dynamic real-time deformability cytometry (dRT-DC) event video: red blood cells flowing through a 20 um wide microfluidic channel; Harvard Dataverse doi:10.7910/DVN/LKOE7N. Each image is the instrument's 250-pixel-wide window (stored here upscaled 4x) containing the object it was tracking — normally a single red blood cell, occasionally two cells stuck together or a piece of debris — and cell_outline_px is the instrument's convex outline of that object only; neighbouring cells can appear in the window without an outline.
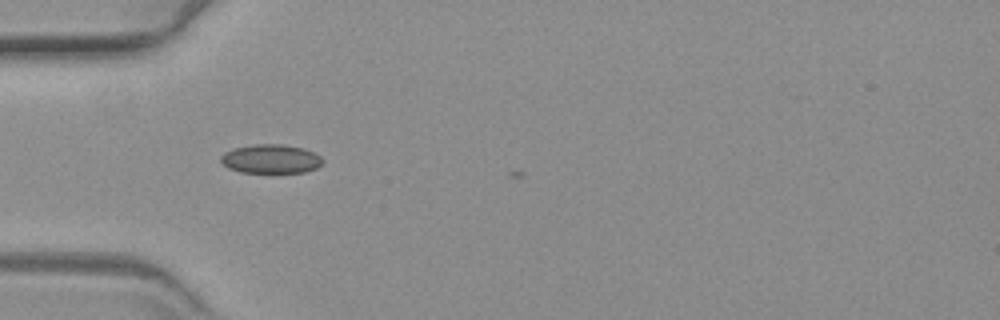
{"species": "common noctule bat (a hibernating species)", "species_latin": "Nyctalus noctula", "temperature_condition": "warm", "stored_images_in_passage": 2, "camera_frame_rate_fps": 3000, "um_per_image_px": 0.085, "animal": {"sex": "female", "body_mass_g": 19.3, "forearm_length_mm": 54.1}, "frame": {"image": 1, "passage_image": 1, "time_ms": 0.0, "image_size_px": [1000, 320], "cell_outline_px": [[324, 164], [316, 168], [304, 172], [240, 172], [228, 168], [220, 160], [220, 156], [224, 152], [232, 148], [256, 144], [280, 144], [304, 148], [316, 152], [324, 160]], "centroid_in_image_um": [23.04, 13.5], "position_along_channel_um": 62.0, "area_um2": 17.34}}